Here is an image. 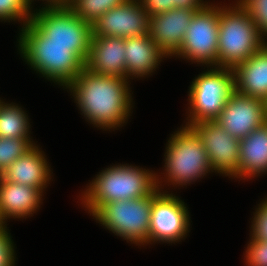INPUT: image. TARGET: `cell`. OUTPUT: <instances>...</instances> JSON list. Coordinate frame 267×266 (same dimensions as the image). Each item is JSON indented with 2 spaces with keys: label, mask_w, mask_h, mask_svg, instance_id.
<instances>
[{
  "label": "cell",
  "mask_w": 267,
  "mask_h": 266,
  "mask_svg": "<svg viewBox=\"0 0 267 266\" xmlns=\"http://www.w3.org/2000/svg\"><path fill=\"white\" fill-rule=\"evenodd\" d=\"M15 103L0 100V137L30 138L28 114Z\"/></svg>",
  "instance_id": "21"
},
{
  "label": "cell",
  "mask_w": 267,
  "mask_h": 266,
  "mask_svg": "<svg viewBox=\"0 0 267 266\" xmlns=\"http://www.w3.org/2000/svg\"><path fill=\"white\" fill-rule=\"evenodd\" d=\"M30 22L49 43L90 44L91 24L75 15L65 4L49 5L32 12Z\"/></svg>",
  "instance_id": "9"
},
{
  "label": "cell",
  "mask_w": 267,
  "mask_h": 266,
  "mask_svg": "<svg viewBox=\"0 0 267 266\" xmlns=\"http://www.w3.org/2000/svg\"><path fill=\"white\" fill-rule=\"evenodd\" d=\"M30 5L32 4V2H34V0H27ZM42 1H46L45 5L49 6V5H61V0H42Z\"/></svg>",
  "instance_id": "31"
},
{
  "label": "cell",
  "mask_w": 267,
  "mask_h": 266,
  "mask_svg": "<svg viewBox=\"0 0 267 266\" xmlns=\"http://www.w3.org/2000/svg\"><path fill=\"white\" fill-rule=\"evenodd\" d=\"M263 200L254 213L250 236L267 241V197Z\"/></svg>",
  "instance_id": "27"
},
{
  "label": "cell",
  "mask_w": 267,
  "mask_h": 266,
  "mask_svg": "<svg viewBox=\"0 0 267 266\" xmlns=\"http://www.w3.org/2000/svg\"><path fill=\"white\" fill-rule=\"evenodd\" d=\"M232 71L236 92L267 100V42Z\"/></svg>",
  "instance_id": "17"
},
{
  "label": "cell",
  "mask_w": 267,
  "mask_h": 266,
  "mask_svg": "<svg viewBox=\"0 0 267 266\" xmlns=\"http://www.w3.org/2000/svg\"><path fill=\"white\" fill-rule=\"evenodd\" d=\"M189 87V105L185 126L207 120H215L234 91V76L231 68L210 66ZM212 68V69H211Z\"/></svg>",
  "instance_id": "7"
},
{
  "label": "cell",
  "mask_w": 267,
  "mask_h": 266,
  "mask_svg": "<svg viewBox=\"0 0 267 266\" xmlns=\"http://www.w3.org/2000/svg\"><path fill=\"white\" fill-rule=\"evenodd\" d=\"M196 11L175 8L150 17L149 35L167 55L175 57Z\"/></svg>",
  "instance_id": "14"
},
{
  "label": "cell",
  "mask_w": 267,
  "mask_h": 266,
  "mask_svg": "<svg viewBox=\"0 0 267 266\" xmlns=\"http://www.w3.org/2000/svg\"><path fill=\"white\" fill-rule=\"evenodd\" d=\"M126 75L143 78L150 75L167 55L156 45L150 35L125 38Z\"/></svg>",
  "instance_id": "19"
},
{
  "label": "cell",
  "mask_w": 267,
  "mask_h": 266,
  "mask_svg": "<svg viewBox=\"0 0 267 266\" xmlns=\"http://www.w3.org/2000/svg\"><path fill=\"white\" fill-rule=\"evenodd\" d=\"M43 153L40 147L34 144L22 156L13 161L1 174V177L8 182L32 186L43 192L52 176V170Z\"/></svg>",
  "instance_id": "16"
},
{
  "label": "cell",
  "mask_w": 267,
  "mask_h": 266,
  "mask_svg": "<svg viewBox=\"0 0 267 266\" xmlns=\"http://www.w3.org/2000/svg\"><path fill=\"white\" fill-rule=\"evenodd\" d=\"M150 18L138 0L112 8L91 25L92 35L127 38L149 34Z\"/></svg>",
  "instance_id": "13"
},
{
  "label": "cell",
  "mask_w": 267,
  "mask_h": 266,
  "mask_svg": "<svg viewBox=\"0 0 267 266\" xmlns=\"http://www.w3.org/2000/svg\"><path fill=\"white\" fill-rule=\"evenodd\" d=\"M245 251L247 266H267V241L250 237Z\"/></svg>",
  "instance_id": "26"
},
{
  "label": "cell",
  "mask_w": 267,
  "mask_h": 266,
  "mask_svg": "<svg viewBox=\"0 0 267 266\" xmlns=\"http://www.w3.org/2000/svg\"><path fill=\"white\" fill-rule=\"evenodd\" d=\"M31 138L0 137V176L13 161L22 156L35 143Z\"/></svg>",
  "instance_id": "23"
},
{
  "label": "cell",
  "mask_w": 267,
  "mask_h": 266,
  "mask_svg": "<svg viewBox=\"0 0 267 266\" xmlns=\"http://www.w3.org/2000/svg\"><path fill=\"white\" fill-rule=\"evenodd\" d=\"M6 226L0 228V266H15V247Z\"/></svg>",
  "instance_id": "28"
},
{
  "label": "cell",
  "mask_w": 267,
  "mask_h": 266,
  "mask_svg": "<svg viewBox=\"0 0 267 266\" xmlns=\"http://www.w3.org/2000/svg\"><path fill=\"white\" fill-rule=\"evenodd\" d=\"M69 0H61V5L66 4Z\"/></svg>",
  "instance_id": "33"
},
{
  "label": "cell",
  "mask_w": 267,
  "mask_h": 266,
  "mask_svg": "<svg viewBox=\"0 0 267 266\" xmlns=\"http://www.w3.org/2000/svg\"><path fill=\"white\" fill-rule=\"evenodd\" d=\"M129 82L84 67L65 89L72 93L81 114L90 124L110 131L121 127L131 115L133 99Z\"/></svg>",
  "instance_id": "1"
},
{
  "label": "cell",
  "mask_w": 267,
  "mask_h": 266,
  "mask_svg": "<svg viewBox=\"0 0 267 266\" xmlns=\"http://www.w3.org/2000/svg\"><path fill=\"white\" fill-rule=\"evenodd\" d=\"M19 34L18 50L26 64L64 89L85 67L90 44L49 43L30 21Z\"/></svg>",
  "instance_id": "2"
},
{
  "label": "cell",
  "mask_w": 267,
  "mask_h": 266,
  "mask_svg": "<svg viewBox=\"0 0 267 266\" xmlns=\"http://www.w3.org/2000/svg\"><path fill=\"white\" fill-rule=\"evenodd\" d=\"M147 15L153 17L172 10V0H138Z\"/></svg>",
  "instance_id": "29"
},
{
  "label": "cell",
  "mask_w": 267,
  "mask_h": 266,
  "mask_svg": "<svg viewBox=\"0 0 267 266\" xmlns=\"http://www.w3.org/2000/svg\"><path fill=\"white\" fill-rule=\"evenodd\" d=\"M43 192L32 186L8 182L0 176V212L5 222L8 218H27L42 203Z\"/></svg>",
  "instance_id": "18"
},
{
  "label": "cell",
  "mask_w": 267,
  "mask_h": 266,
  "mask_svg": "<svg viewBox=\"0 0 267 266\" xmlns=\"http://www.w3.org/2000/svg\"><path fill=\"white\" fill-rule=\"evenodd\" d=\"M265 104H266V113H267V100L265 101Z\"/></svg>",
  "instance_id": "34"
},
{
  "label": "cell",
  "mask_w": 267,
  "mask_h": 266,
  "mask_svg": "<svg viewBox=\"0 0 267 266\" xmlns=\"http://www.w3.org/2000/svg\"><path fill=\"white\" fill-rule=\"evenodd\" d=\"M236 2L220 6L217 67L233 69L267 42L247 9L239 0Z\"/></svg>",
  "instance_id": "4"
},
{
  "label": "cell",
  "mask_w": 267,
  "mask_h": 266,
  "mask_svg": "<svg viewBox=\"0 0 267 266\" xmlns=\"http://www.w3.org/2000/svg\"><path fill=\"white\" fill-rule=\"evenodd\" d=\"M128 0H69L65 5L78 17L92 25L99 17Z\"/></svg>",
  "instance_id": "22"
},
{
  "label": "cell",
  "mask_w": 267,
  "mask_h": 266,
  "mask_svg": "<svg viewBox=\"0 0 267 266\" xmlns=\"http://www.w3.org/2000/svg\"><path fill=\"white\" fill-rule=\"evenodd\" d=\"M165 184L183 186L213 172L201 138L188 126H183L168 140L165 152ZM211 171V172H210Z\"/></svg>",
  "instance_id": "5"
},
{
  "label": "cell",
  "mask_w": 267,
  "mask_h": 266,
  "mask_svg": "<svg viewBox=\"0 0 267 266\" xmlns=\"http://www.w3.org/2000/svg\"><path fill=\"white\" fill-rule=\"evenodd\" d=\"M124 53L125 38L92 35L85 68L97 74L127 79Z\"/></svg>",
  "instance_id": "15"
},
{
  "label": "cell",
  "mask_w": 267,
  "mask_h": 266,
  "mask_svg": "<svg viewBox=\"0 0 267 266\" xmlns=\"http://www.w3.org/2000/svg\"><path fill=\"white\" fill-rule=\"evenodd\" d=\"M190 127L201 138L213 172L239 178L240 140L215 120L194 123Z\"/></svg>",
  "instance_id": "11"
},
{
  "label": "cell",
  "mask_w": 267,
  "mask_h": 266,
  "mask_svg": "<svg viewBox=\"0 0 267 266\" xmlns=\"http://www.w3.org/2000/svg\"><path fill=\"white\" fill-rule=\"evenodd\" d=\"M257 25L260 35L267 39V0H239Z\"/></svg>",
  "instance_id": "25"
},
{
  "label": "cell",
  "mask_w": 267,
  "mask_h": 266,
  "mask_svg": "<svg viewBox=\"0 0 267 266\" xmlns=\"http://www.w3.org/2000/svg\"><path fill=\"white\" fill-rule=\"evenodd\" d=\"M189 227L190 216L185 203L172 193L159 190L152 197L148 244L181 241L186 238Z\"/></svg>",
  "instance_id": "10"
},
{
  "label": "cell",
  "mask_w": 267,
  "mask_h": 266,
  "mask_svg": "<svg viewBox=\"0 0 267 266\" xmlns=\"http://www.w3.org/2000/svg\"><path fill=\"white\" fill-rule=\"evenodd\" d=\"M6 225V222H5V220H4V218L2 217V214H1V212H0V228H2L3 226H5Z\"/></svg>",
  "instance_id": "32"
},
{
  "label": "cell",
  "mask_w": 267,
  "mask_h": 266,
  "mask_svg": "<svg viewBox=\"0 0 267 266\" xmlns=\"http://www.w3.org/2000/svg\"><path fill=\"white\" fill-rule=\"evenodd\" d=\"M215 121L241 140L267 121L265 101L234 90Z\"/></svg>",
  "instance_id": "12"
},
{
  "label": "cell",
  "mask_w": 267,
  "mask_h": 266,
  "mask_svg": "<svg viewBox=\"0 0 267 266\" xmlns=\"http://www.w3.org/2000/svg\"><path fill=\"white\" fill-rule=\"evenodd\" d=\"M159 191L157 187L149 196L132 200H119L99 205L90 215L99 224L127 242L136 245L148 244L152 197Z\"/></svg>",
  "instance_id": "6"
},
{
  "label": "cell",
  "mask_w": 267,
  "mask_h": 266,
  "mask_svg": "<svg viewBox=\"0 0 267 266\" xmlns=\"http://www.w3.org/2000/svg\"><path fill=\"white\" fill-rule=\"evenodd\" d=\"M81 194V203L92 213L99 205L149 196L157 187L163 191L158 173L128 164L110 166L95 176ZM161 180V181H160Z\"/></svg>",
  "instance_id": "3"
},
{
  "label": "cell",
  "mask_w": 267,
  "mask_h": 266,
  "mask_svg": "<svg viewBox=\"0 0 267 266\" xmlns=\"http://www.w3.org/2000/svg\"><path fill=\"white\" fill-rule=\"evenodd\" d=\"M208 4L204 0H172V10L175 8L199 11Z\"/></svg>",
  "instance_id": "30"
},
{
  "label": "cell",
  "mask_w": 267,
  "mask_h": 266,
  "mask_svg": "<svg viewBox=\"0 0 267 266\" xmlns=\"http://www.w3.org/2000/svg\"><path fill=\"white\" fill-rule=\"evenodd\" d=\"M32 7L27 0H0V20L21 21L24 27L31 20Z\"/></svg>",
  "instance_id": "24"
},
{
  "label": "cell",
  "mask_w": 267,
  "mask_h": 266,
  "mask_svg": "<svg viewBox=\"0 0 267 266\" xmlns=\"http://www.w3.org/2000/svg\"><path fill=\"white\" fill-rule=\"evenodd\" d=\"M219 17L220 5L212 3L195 12L176 57L217 66Z\"/></svg>",
  "instance_id": "8"
},
{
  "label": "cell",
  "mask_w": 267,
  "mask_h": 266,
  "mask_svg": "<svg viewBox=\"0 0 267 266\" xmlns=\"http://www.w3.org/2000/svg\"><path fill=\"white\" fill-rule=\"evenodd\" d=\"M239 178L267 173V121L240 140Z\"/></svg>",
  "instance_id": "20"
}]
</instances>
